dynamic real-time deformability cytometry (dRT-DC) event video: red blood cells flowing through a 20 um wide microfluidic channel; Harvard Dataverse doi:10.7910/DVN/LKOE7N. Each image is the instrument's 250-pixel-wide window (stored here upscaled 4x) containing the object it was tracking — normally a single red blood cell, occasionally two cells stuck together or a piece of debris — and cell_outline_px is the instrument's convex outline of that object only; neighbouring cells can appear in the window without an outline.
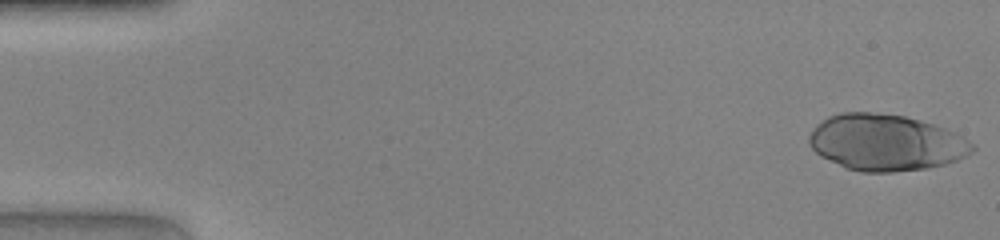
{"species": "human", "species_latin": "Homo sapiens", "temperature_condition": "warm", "stored_images_in_passage": 46, "camera_frame_rate_fps": 3000, "um_per_image_px": 0.085, "donor": {"sex": "female"}, "frame": {"image": 1, "passage_image": 1, "time_ms": 0.0, "image_size_px": [1000, 240], "cell_outline_px": [[976, 148], [972, 152], [956, 160], [944, 164], [928, 168], [892, 172], [860, 172], [844, 168], [820, 156], [812, 148], [808, 140], [808, 136], [812, 128], [816, 124], [828, 116], [840, 112], [872, 112], [904, 116], [920, 120], [956, 132], [964, 136]], "centroid_in_image_um": [75.26, 12.11], "position_along_channel_um": 9.7, "area_um2": 53.81}}
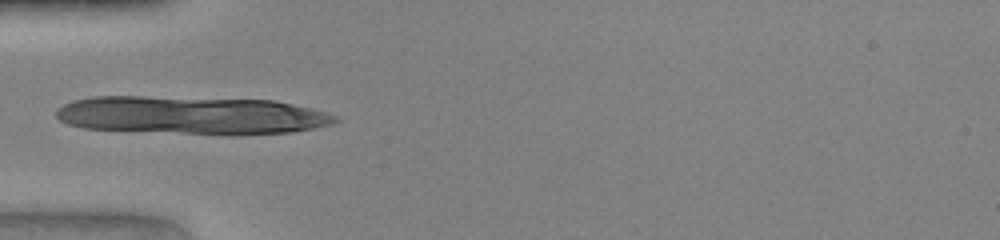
{"frame": {"image": 2, "passage_image": 15, "time_ms": 4.667, "image_size_px": [1000, 240], "cell_outline_px": [[340, 120], [332, 124], [292, 132], [236, 136], [232, 136], [84, 128], [68, 124], [60, 120], [56, 116], [56, 108], [72, 100], [92, 96], [144, 96], [276, 100], [324, 112], [336, 116]], "centroid_in_image_um": [16.27, 9.8], "position_along_channel_um": 68.7, "area_um2": 62.6}}